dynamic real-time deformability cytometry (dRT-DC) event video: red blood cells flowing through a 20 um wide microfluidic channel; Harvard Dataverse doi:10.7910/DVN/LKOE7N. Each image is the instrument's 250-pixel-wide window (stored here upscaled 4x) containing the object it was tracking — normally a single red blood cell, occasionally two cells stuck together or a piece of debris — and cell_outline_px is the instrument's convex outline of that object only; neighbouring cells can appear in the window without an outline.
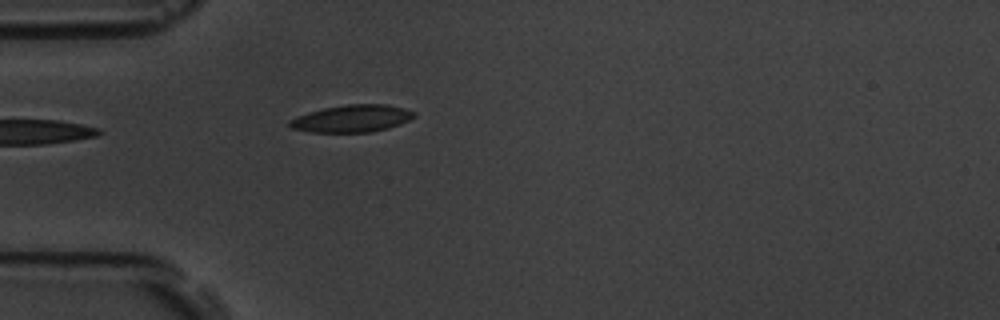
{"species": "common noctule bat (a hibernating species)", "species_latin": "Nyctalus noctula", "temperature_condition": "room temperature", "stored_images_in_passage": 5, "camera_frame_rate_fps": 3000, "um_per_image_px": 0.085, "animal": {"sex": "male", "body_mass_g": 19.5, "forearm_length_mm": 54.6}, "frame": {"image": 1, "passage_image": 5, "time_ms": 4.667, "image_size_px": [1000, 320], "cell_outline_px": [[416, 116], [400, 124], [388, 128], [368, 132], [312, 132], [292, 128], [288, 124], [288, 120], [296, 116], [308, 112], [324, 108], [348, 104], [388, 104], [404, 108], [416, 112]], "centroid_in_image_um": [29.92, 10.07], "position_along_channel_um": 55.1, "area_um2": 19.77}}